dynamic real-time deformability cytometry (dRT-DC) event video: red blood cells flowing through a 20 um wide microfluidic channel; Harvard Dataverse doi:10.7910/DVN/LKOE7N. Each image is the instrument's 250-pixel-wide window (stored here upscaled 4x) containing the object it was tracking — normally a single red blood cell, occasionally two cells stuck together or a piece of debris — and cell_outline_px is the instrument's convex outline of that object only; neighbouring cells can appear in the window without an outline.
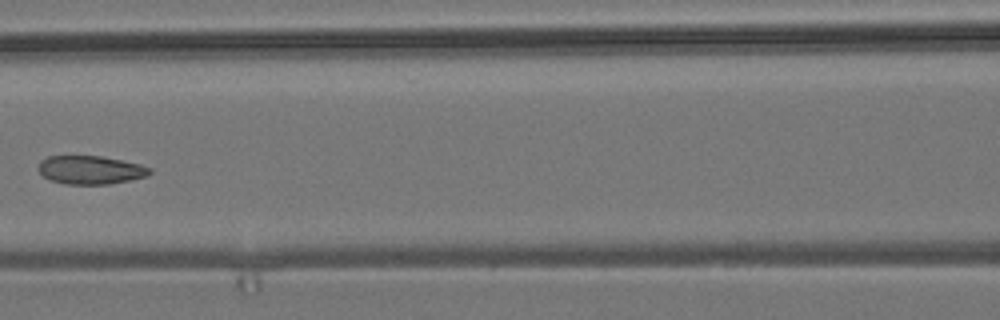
{"species": "common noctule bat (a hibernating species)", "species_latin": "Nyctalus noctula", "temperature_condition": "room temperature", "stored_images_in_passage": 6, "camera_frame_rate_fps": 3000, "um_per_image_px": 0.085, "animal": {"sex": "male", "body_mass_g": 19.2, "forearm_length_mm": 51.8}, "frame": {"image": 1, "passage_image": 5, "time_ms": 1.333, "image_size_px": [1000, 320], "cell_outline_px": [[152, 172], [148, 176], [112, 184], [64, 184], [48, 180], [36, 168], [40, 160], [48, 156], [100, 156], [140, 164], [152, 168]], "centroid_in_image_um": [7.68, 14.45], "position_along_channel_um": 158.9, "area_um2": 18.67}}
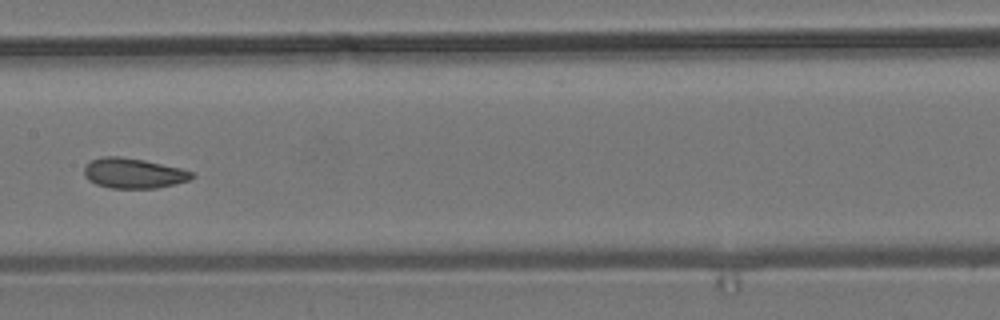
{"frame": {"image": 2, "passage_image": 6, "time_ms": 1.667, "image_size_px": [1000, 320], "cell_outline_px": [[196, 176], [188, 180], [156, 188], [108, 188], [96, 184], [88, 180], [84, 176], [84, 168], [92, 160], [100, 156], [120, 156], [144, 160], [180, 168], [192, 172]], "centroid_in_image_um": [11.31, 14.72], "position_along_channel_um": 196.1, "area_um2": 18.84}}